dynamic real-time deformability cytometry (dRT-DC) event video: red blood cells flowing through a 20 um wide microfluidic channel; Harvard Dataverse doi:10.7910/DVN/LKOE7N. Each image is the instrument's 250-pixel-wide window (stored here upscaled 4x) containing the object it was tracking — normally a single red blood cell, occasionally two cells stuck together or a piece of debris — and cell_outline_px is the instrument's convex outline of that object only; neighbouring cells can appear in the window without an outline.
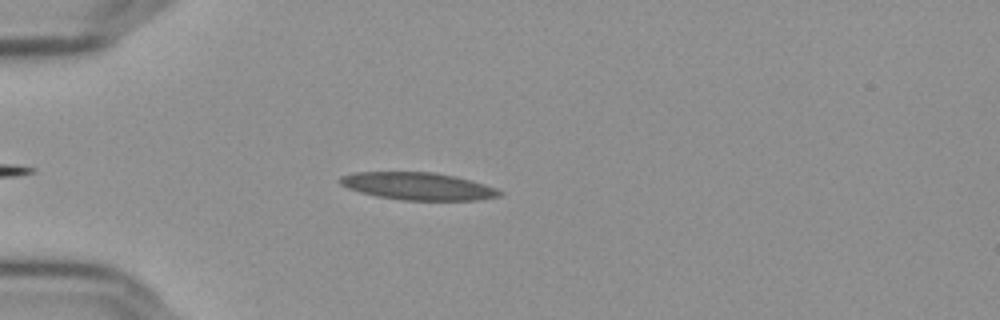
{"species": "Egyptian fruit bat (a non-hibernating species)", "species_latin": "Rousettus aegyptiacus", "temperature_condition": "cold", "stored_images_in_passage": 43, "camera_frame_rate_fps": 3000, "um_per_image_px": 0.085, "frame": {"image": 1, "passage_image": 7, "time_ms": 2.0, "image_size_px": [1000, 320], "cell_outline_px": [[504, 192], [500, 196], [476, 200], [404, 200], [376, 196], [360, 192], [348, 188], [340, 184], [336, 180], [340, 176], [352, 172], [432, 172], [452, 176], [484, 184], [496, 188]], "centroid_in_image_um": [35.47, 15.82], "position_along_channel_um": 49.5, "area_um2": 25.43}}
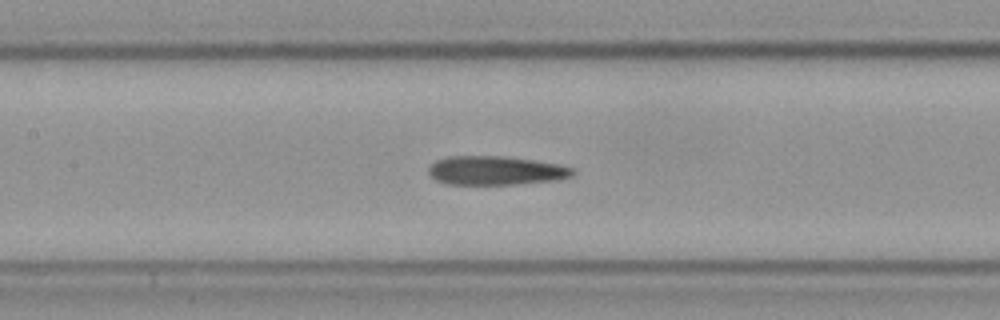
{"frame": {"image": 2, "passage_image": 18, "time_ms": 5.667, "image_size_px": [1000, 320], "cell_outline_px": [[576, 172], [572, 176], [552, 180], [516, 184], [448, 184], [436, 180], [428, 172], [428, 168], [436, 160], [448, 156], [504, 156], [532, 160], [556, 164], [572, 168]], "centroid_in_image_um": [42.1, 14.49], "position_along_channel_um": 165.3, "area_um2": 23.99}}
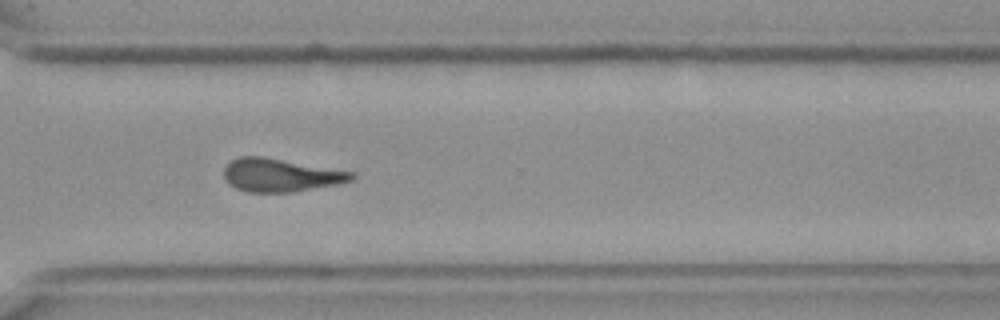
{"frame": {"image": 3, "passage_image": 33, "time_ms": 10.667, "image_size_px": [1000, 320], "cell_outline_px": [[356, 176], [352, 180], [336, 184], [292, 192], [248, 192], [236, 188], [228, 184], [224, 176], [224, 168], [232, 160], [240, 156], [264, 156], [352, 172]], "centroid_in_image_um": [23.81, 14.88], "position_along_channel_um": 346.8, "area_um2": 24.45}, "authors_computed_cell_mechanics": {"area_um2": 24.6806, "velocity_mm_per_s": 3.6417, "shape_relaxation_time_tau1_ms": null, "shape_relaxation_time_tau2_ms": 4.1859, "deformation_change_tau1": null, "deformation_change_tau2": 0.1539}}